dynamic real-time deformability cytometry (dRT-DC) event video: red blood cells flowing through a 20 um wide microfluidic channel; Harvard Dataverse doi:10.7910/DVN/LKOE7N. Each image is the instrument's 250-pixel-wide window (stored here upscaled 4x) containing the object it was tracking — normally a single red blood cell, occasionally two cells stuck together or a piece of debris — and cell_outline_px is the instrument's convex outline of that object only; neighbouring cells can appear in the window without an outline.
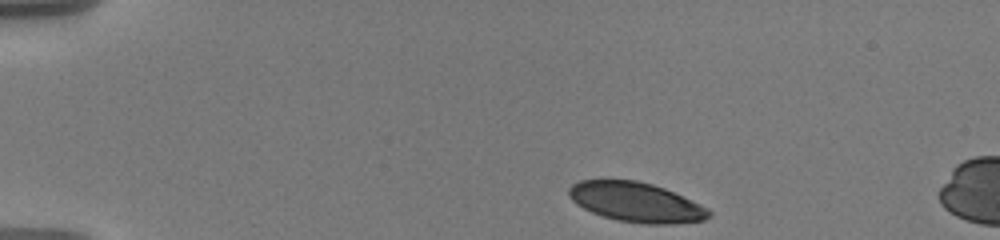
{"species": "human", "species_latin": "Homo sapiens", "temperature_condition": "warm", "stored_images_in_passage": 8, "camera_frame_rate_fps": 3000, "um_per_image_px": 0.085, "donor": {"sex": "male"}, "frame": {"image": 1, "passage_image": 1, "time_ms": 0.0, "image_size_px": [1000, 240], "cell_outline_px": [[712, 216], [704, 220], [672, 224], [648, 224], [616, 220], [592, 212], [576, 204], [568, 196], [568, 188], [572, 184], [580, 180], [636, 180], [652, 184], [664, 188], [700, 204], [708, 208], [712, 212]], "centroid_in_image_um": [54.07, 17.19], "position_along_channel_um": 30.9, "area_um2": 32.31}}